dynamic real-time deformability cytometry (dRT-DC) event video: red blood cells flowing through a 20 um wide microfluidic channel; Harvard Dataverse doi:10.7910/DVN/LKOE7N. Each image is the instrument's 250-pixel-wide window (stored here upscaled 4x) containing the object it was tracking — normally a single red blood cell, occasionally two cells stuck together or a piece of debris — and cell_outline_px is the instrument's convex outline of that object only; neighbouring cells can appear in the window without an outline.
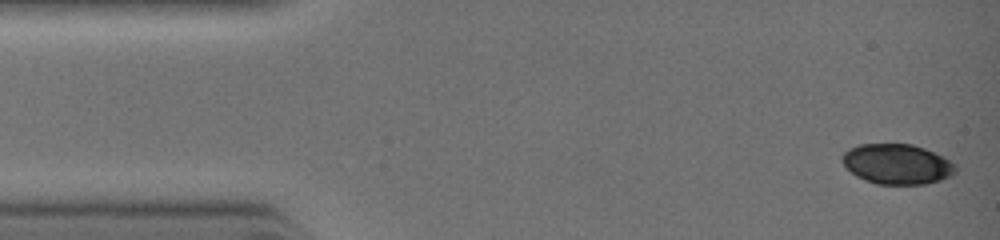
{"species": "common noctule bat (a hibernating species)", "species_latin": "Nyctalus noctula", "temperature_condition": "warm", "stored_images_in_passage": 10, "segment_of_instrument_passage": [1, 2], "camera_frame_rate_fps": 3000, "um_per_image_px": 0.085, "animal": {"sex": "female", "body_mass_g": 19.0, "forearm_length_mm": 51.5}, "frame": {"image": 1, "passage_image": 1, "time_ms": 0.0, "image_size_px": [1000, 240], "cell_outline_px": [[956, 172], [952, 176], [940, 180], [924, 184], [876, 184], [864, 180], [856, 176], [840, 160], [840, 156], [848, 148], [860, 144], [912, 144], [924, 148], [956, 164]], "centroid_in_image_um": [76.22, 13.95], "position_along_channel_um": 8.8, "area_um2": 26.53}}